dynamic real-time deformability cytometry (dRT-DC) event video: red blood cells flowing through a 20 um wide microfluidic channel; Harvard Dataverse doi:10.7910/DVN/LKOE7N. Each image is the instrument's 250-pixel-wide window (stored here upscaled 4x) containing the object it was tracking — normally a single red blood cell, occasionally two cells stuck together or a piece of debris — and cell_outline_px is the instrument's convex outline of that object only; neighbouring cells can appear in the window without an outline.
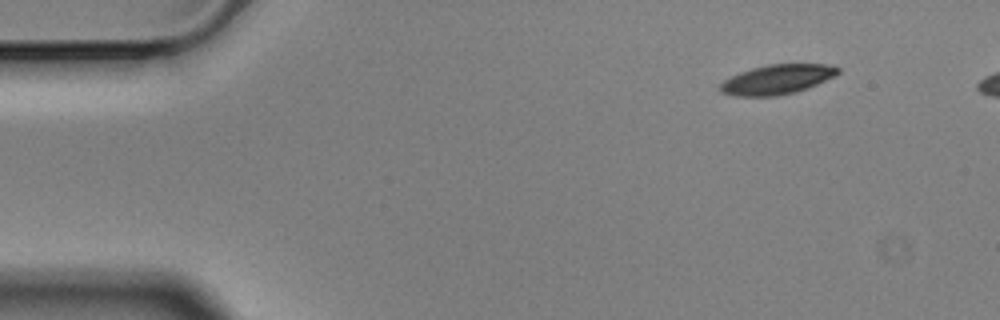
{"species": "Egyptian fruit bat (a non-hibernating species)", "species_latin": "Rousettus aegyptiacus", "temperature_condition": "cold", "stored_images_in_passage": 5, "camera_frame_rate_fps": 3000, "um_per_image_px": 0.085, "animal": {"sex": "male"}, "frame": {"image": 1, "passage_image": 1, "time_ms": 0.0, "image_size_px": [1000, 320], "cell_outline_px": [[840, 72], [836, 76], [808, 88], [796, 92], [776, 96], [736, 96], [720, 92], [720, 84], [724, 80], [740, 72], [752, 68], [768, 64], [824, 64], [840, 68]], "centroid_in_image_um": [66.07, 6.75], "position_along_channel_um": 18.9, "area_um2": 20.35}}
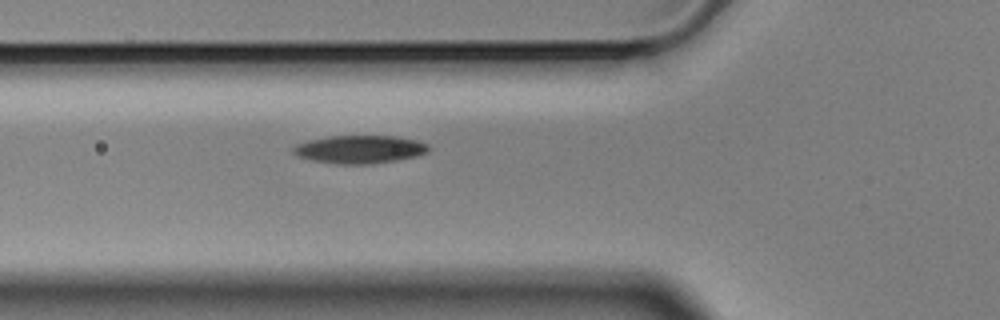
{"frame": {"image": 2, "passage_image": 5, "time_ms": 1.333, "image_size_px": [1000, 320], "cell_outline_px": [[432, 148], [428, 152], [416, 156], [396, 160], [372, 164], [336, 164], [312, 160], [296, 156], [292, 152], [292, 148], [296, 144], [308, 140], [328, 136], [396, 136], [416, 140], [428, 144]], "centroid_in_image_um": [30.57, 12.69], "position_along_channel_um": 95.2, "area_um2": 22.31}}